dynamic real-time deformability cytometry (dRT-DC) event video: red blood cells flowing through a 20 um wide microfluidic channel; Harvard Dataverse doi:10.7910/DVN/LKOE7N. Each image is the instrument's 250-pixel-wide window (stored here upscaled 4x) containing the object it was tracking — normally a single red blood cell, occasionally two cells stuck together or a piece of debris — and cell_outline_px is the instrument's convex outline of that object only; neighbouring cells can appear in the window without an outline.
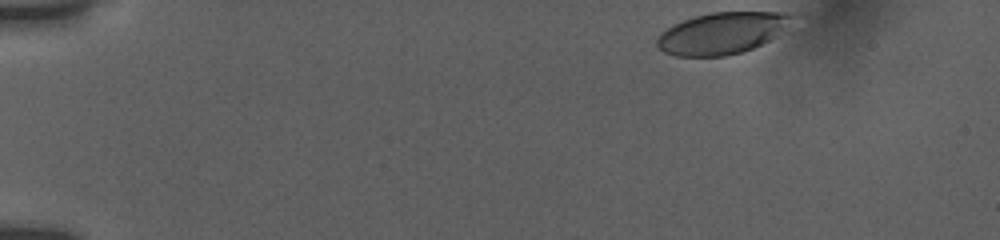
{"species": "human", "species_latin": "Homo sapiens", "temperature_condition": "room temperature", "stored_images_in_passage": 14, "camera_frame_rate_fps": 3000, "um_per_image_px": 0.085, "donor": {"sex": "female"}, "frame": {"image": 1, "passage_image": 1, "time_ms": 0.0, "image_size_px": [1000, 240], "cell_outline_px": [[792, 16], [768, 40], [752, 48], [740, 52], [724, 56], [676, 56], [664, 52], [656, 44], [656, 40], [660, 32], [684, 20], [696, 16], [712, 12], [780, 12]], "centroid_in_image_um": [61.22, 2.83], "position_along_channel_um": 23.8, "area_um2": 31.56}}
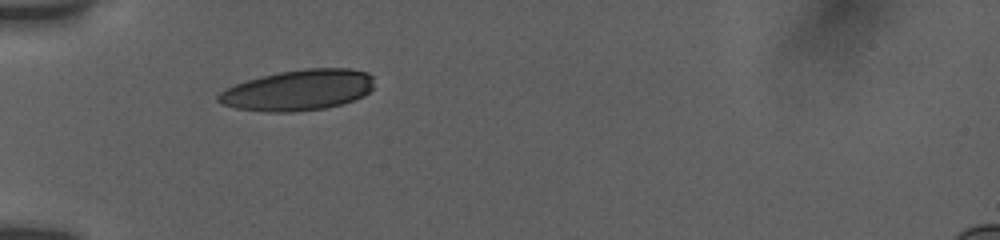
{"frame": {"image": 2, "passage_image": 12, "time_ms": 3.667, "image_size_px": [1000, 240], "cell_outline_px": [[372, 88], [364, 96], [340, 104], [324, 108], [292, 112], [268, 112], [236, 108], [220, 104], [216, 100], [216, 96], [220, 92], [236, 84], [260, 76], [280, 72], [304, 68], [352, 68], [368, 72], [372, 76]], "centroid_in_image_um": [25.33, 7.65], "position_along_channel_um": 59.7, "area_um2": 36.99}}